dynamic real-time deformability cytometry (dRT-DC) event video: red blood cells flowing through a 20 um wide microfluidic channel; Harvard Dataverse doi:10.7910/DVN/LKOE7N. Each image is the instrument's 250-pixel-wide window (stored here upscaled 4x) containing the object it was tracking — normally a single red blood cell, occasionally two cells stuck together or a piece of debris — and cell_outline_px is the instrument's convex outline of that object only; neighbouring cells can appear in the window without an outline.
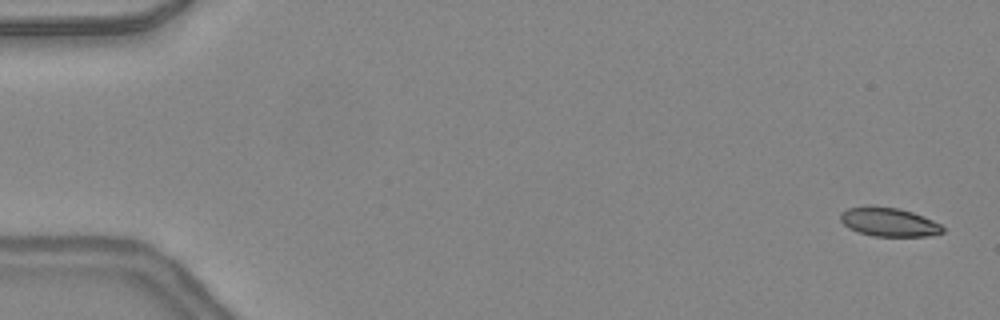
{"species": "common noctule bat (a hibernating species)", "species_latin": "Nyctalus noctula", "temperature_condition": "warm", "stored_images_in_passage": 49, "camera_frame_rate_fps": 3000, "um_per_image_px": 0.085, "animal": {"sex": "female", "body_mass_g": 24.6, "forearm_length_mm": 56.2}, "frame": {"image": 1, "passage_image": 2, "time_ms": 0.333, "image_size_px": [1000, 320], "cell_outline_px": [[944, 232], [928, 236], [872, 236], [848, 228], [840, 220], [840, 212], [848, 208], [868, 204], [900, 208], [924, 216], [940, 224], [944, 228]], "centroid_in_image_um": [75.52, 18.85], "position_along_channel_um": 9.5, "area_um2": 17.46}}
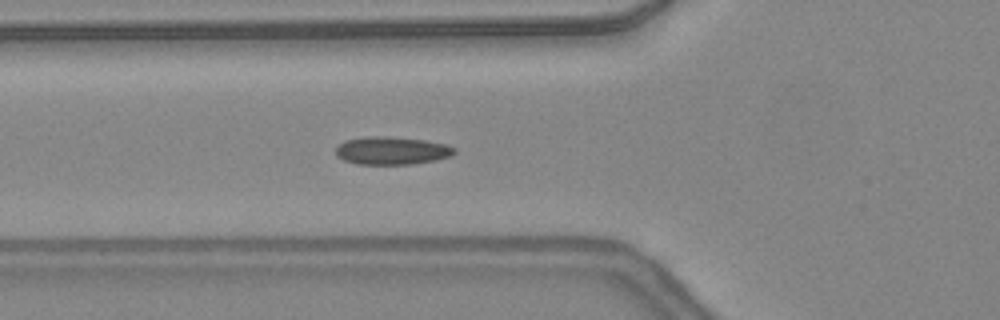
{"frame": {"image": 2, "passage_image": 18, "time_ms": 5.667, "image_size_px": [1000, 320], "cell_outline_px": [[456, 152], [452, 156], [436, 160], [412, 164], [356, 164], [344, 160], [336, 156], [336, 148], [340, 144], [348, 140], [376, 136], [384, 136], [424, 140], [448, 144], [456, 148]], "centroid_in_image_um": [33.36, 12.82], "position_along_channel_um": 92.4, "area_um2": 19.19}}
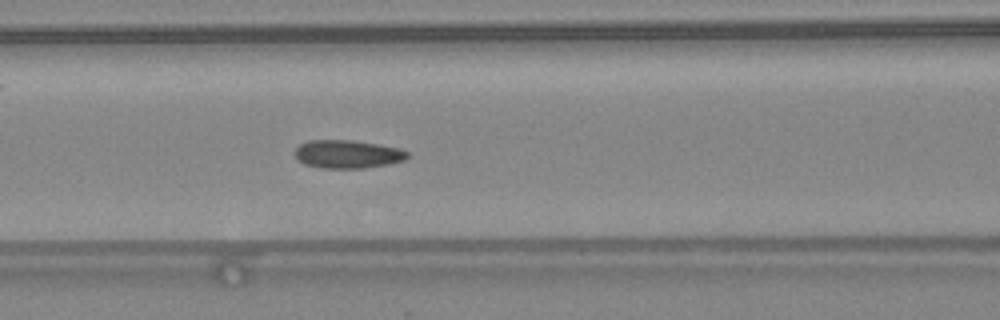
{"frame": {"image": 3, "passage_image": 21, "time_ms": 6.667, "image_size_px": [1000, 320], "cell_outline_px": [[408, 156], [404, 160], [388, 164], [364, 168], [320, 168], [304, 164], [296, 156], [296, 148], [300, 144], [308, 140], [352, 140], [400, 148], [408, 152]], "centroid_in_image_um": [29.54, 13.1], "position_along_channel_um": 137.1, "area_um2": 18.38}, "authors_computed_cell_mechanics": {"area_um2": 18.2648, "velocity_mm_per_s": 4.3764, "shape_relaxation_time_tau1_ms": null, "shape_relaxation_time_tau2_ms": 1.5936, "deformation_change_tau1": null, "deformation_change_tau2": 0.0791}}